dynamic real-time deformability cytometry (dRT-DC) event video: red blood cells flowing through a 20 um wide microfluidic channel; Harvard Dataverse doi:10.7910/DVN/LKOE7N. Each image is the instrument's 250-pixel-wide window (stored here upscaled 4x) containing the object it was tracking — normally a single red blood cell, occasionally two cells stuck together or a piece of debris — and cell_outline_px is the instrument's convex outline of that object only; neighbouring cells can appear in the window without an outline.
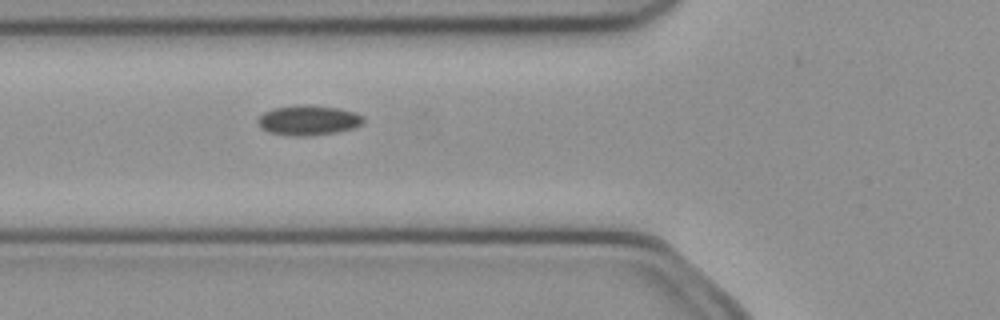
{"species": "common noctule bat (a hibernating species)", "species_latin": "Nyctalus noctula", "temperature_condition": "cold", "stored_images_in_passage": 42, "camera_frame_rate_fps": 3000, "um_per_image_px": 0.085, "animal": {"sex": "female", "body_mass_g": 21.9}, "frame": {"image": 1, "passage_image": 11, "time_ms": 3.333, "image_size_px": [1000, 320], "cell_outline_px": [[364, 120], [360, 124], [352, 128], [336, 132], [312, 136], [292, 136], [268, 132], [260, 128], [256, 120], [264, 112], [272, 108], [296, 104], [336, 108], [356, 112], [364, 116]], "centroid_in_image_um": [26.16, 10.22], "position_along_channel_um": 99.6, "area_um2": 18.5}}
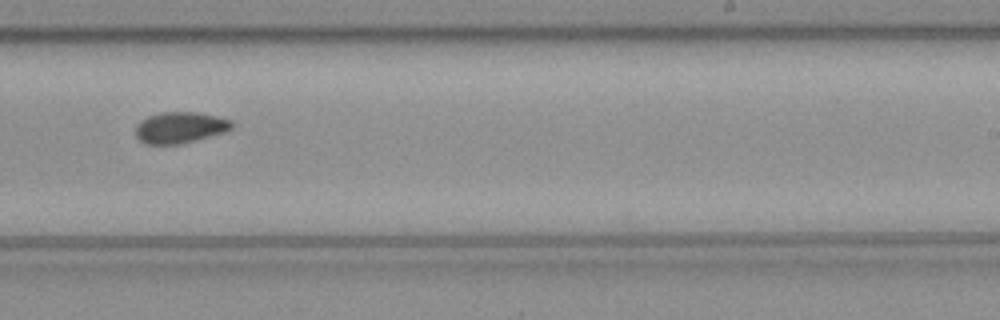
{"frame": {"image": 2, "passage_image": 24, "time_ms": 7.667, "image_size_px": [1000, 320], "cell_outline_px": [[236, 124], [232, 128], [224, 132], [196, 140], [180, 144], [144, 144], [136, 136], [136, 124], [140, 120], [148, 116], [164, 112], [196, 112], [216, 116], [232, 120]], "centroid_in_image_um": [15.31, 10.84], "position_along_channel_um": 273.7, "area_um2": 17.57}}
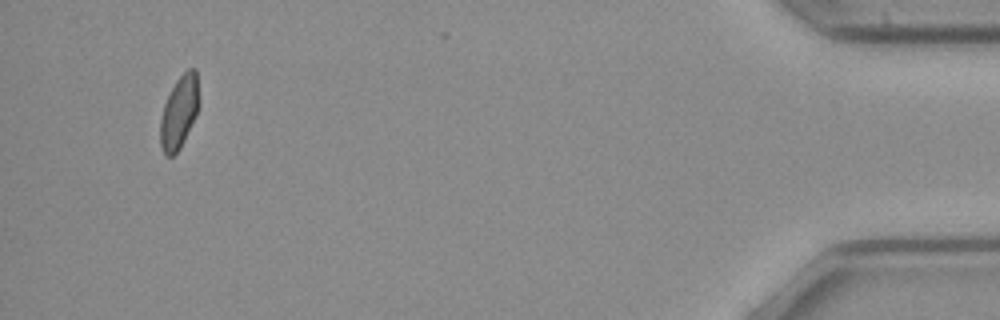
{"frame": {"image": 3, "passage_image": 41, "time_ms": 13.333, "image_size_px": [1000, 320], "cell_outline_px": [[196, 112], [184, 140], [180, 148], [172, 156], [164, 156], [160, 144], [160, 120], [164, 104], [176, 80], [188, 68], [196, 68]], "centroid_in_image_um": [15.16, 9.58], "position_along_channel_um": 420.0, "area_um2": 15.66}, "authors_computed_cell_mechanics": {"area_um2": 17.4556, "velocity_mm_per_s": 4.0095, "shape_relaxation_time_tau1_ms": null, "shape_relaxation_time_tau2_ms": 4.2767, "deformation_change_tau1": null, "deformation_change_tau2": 0.0808}}